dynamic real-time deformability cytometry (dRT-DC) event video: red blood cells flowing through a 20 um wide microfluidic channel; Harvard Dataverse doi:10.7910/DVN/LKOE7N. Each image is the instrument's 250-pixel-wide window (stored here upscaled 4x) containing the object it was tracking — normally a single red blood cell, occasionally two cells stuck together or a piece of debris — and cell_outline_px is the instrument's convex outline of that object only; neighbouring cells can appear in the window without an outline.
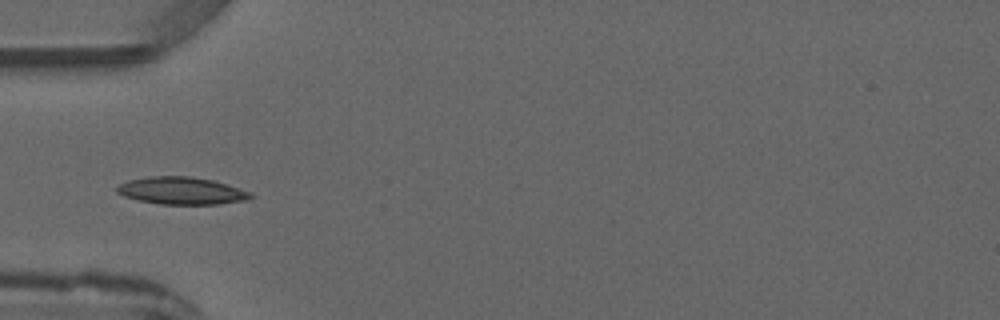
{"species": "common noctule bat (a hibernating species)", "species_latin": "Nyctalus noctula", "temperature_condition": "warm", "stored_images_in_passage": 3, "camera_frame_rate_fps": 3000, "um_per_image_px": 0.085, "animal": {"sex": "male", "forearm_length_mm": 52.5}, "frame": {"image": 1, "passage_image": 3, "time_ms": 3.0, "image_size_px": [1000, 320], "cell_outline_px": [[252, 196], [248, 200], [220, 204], [160, 204], [140, 200], [124, 196], [116, 192], [116, 188], [120, 184], [128, 180], [148, 176], [192, 176], [212, 180], [248, 192]], "centroid_in_image_um": [15.38, 16.21], "position_along_channel_um": 69.6, "area_um2": 21.04}}